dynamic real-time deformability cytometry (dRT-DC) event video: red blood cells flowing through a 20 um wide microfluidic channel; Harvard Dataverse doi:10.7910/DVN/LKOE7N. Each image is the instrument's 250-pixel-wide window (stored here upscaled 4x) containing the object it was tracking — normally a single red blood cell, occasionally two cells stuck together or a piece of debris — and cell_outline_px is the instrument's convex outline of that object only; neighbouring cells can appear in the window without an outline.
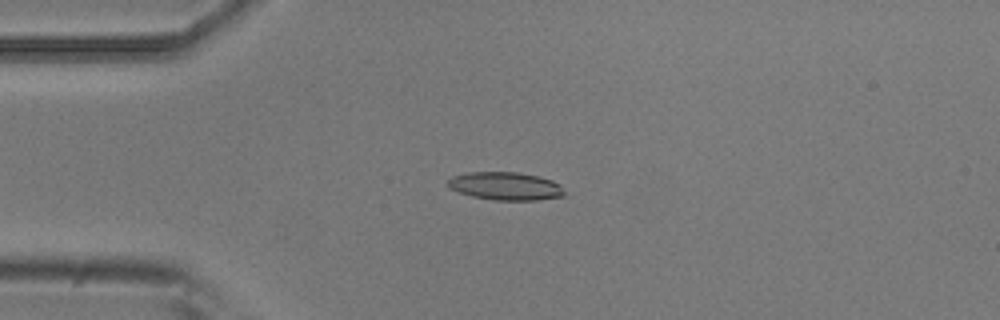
{"species": "common noctule bat (a hibernating species)", "species_latin": "Nyctalus noctula", "temperature_condition": "room temperature", "stored_images_in_passage": 5, "camera_frame_rate_fps": 3000, "um_per_image_px": 0.085, "animal": {"sex": "male", "body_mass_g": 20.5, "forearm_length_mm": 52.5}, "frame": {"image": 1, "passage_image": 1, "time_ms": 0.0, "image_size_px": [1000, 320], "cell_outline_px": [[564, 196], [536, 200], [492, 200], [472, 196], [448, 188], [448, 180], [452, 176], [468, 172], [516, 172], [540, 176], [552, 180], [560, 184], [564, 192]], "centroid_in_image_um": [42.97, 15.81], "position_along_channel_um": 42.0, "area_um2": 19.07}}
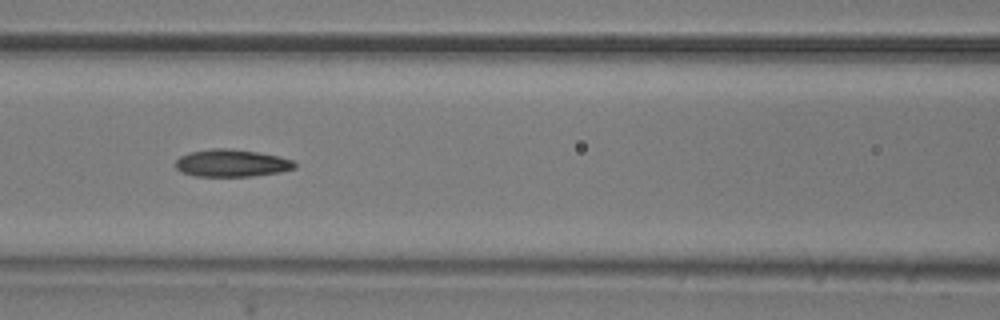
{"frame": {"image": 2, "passage_image": 4, "time_ms": 1.0, "image_size_px": [1000, 320], "cell_outline_px": [[296, 168], [280, 172], [252, 176], [196, 176], [180, 172], [176, 168], [176, 160], [180, 156], [192, 152], [212, 148], [228, 148], [256, 152], [280, 156], [292, 160], [296, 164]], "centroid_in_image_um": [19.7, 13.87], "position_along_channel_um": 146.9, "area_um2": 18.96}}
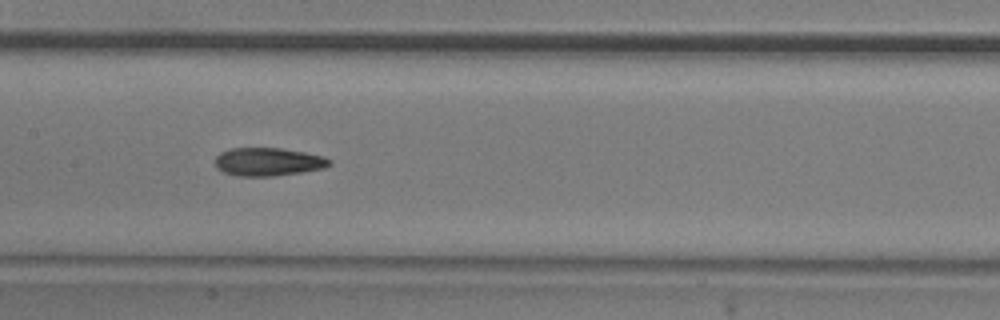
{"frame": {"image": 3, "passage_image": 5, "time_ms": 1.333, "image_size_px": [1000, 320], "cell_outline_px": [[332, 164], [324, 168], [276, 176], [236, 176], [224, 172], [216, 168], [216, 156], [220, 152], [232, 148], [280, 148], [304, 152], [324, 156], [332, 160]], "centroid_in_image_um": [22.8, 13.75], "position_along_channel_um": 184.6, "area_um2": 18.84}}